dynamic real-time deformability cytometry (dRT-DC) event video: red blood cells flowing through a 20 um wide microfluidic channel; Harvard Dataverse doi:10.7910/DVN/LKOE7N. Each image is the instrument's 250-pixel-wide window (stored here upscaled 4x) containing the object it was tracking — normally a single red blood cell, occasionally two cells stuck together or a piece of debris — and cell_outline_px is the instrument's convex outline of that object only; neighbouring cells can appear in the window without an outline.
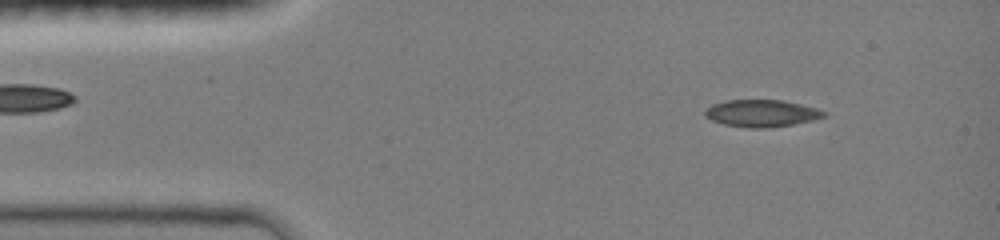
{"species": "common noctule bat (a hibernating species)", "species_latin": "Nyctalus noctula", "temperature_condition": "room temperature", "stored_images_in_passage": 46, "camera_frame_rate_fps": 3000, "um_per_image_px": 0.085, "animal": {"sex": "female", "body_mass_g": 19.0, "forearm_length_mm": 51.5}, "frame": {"image": 1, "passage_image": 5, "time_ms": 1.333, "image_size_px": [1000, 240], "cell_outline_px": [[828, 112], [824, 116], [812, 120], [772, 128], [748, 128], [724, 124], [712, 120], [704, 116], [704, 108], [712, 104], [724, 100], [784, 100], [816, 108]], "centroid_in_image_um": [64.69, 9.62], "position_along_channel_um": 20.3, "area_um2": 18.9}}
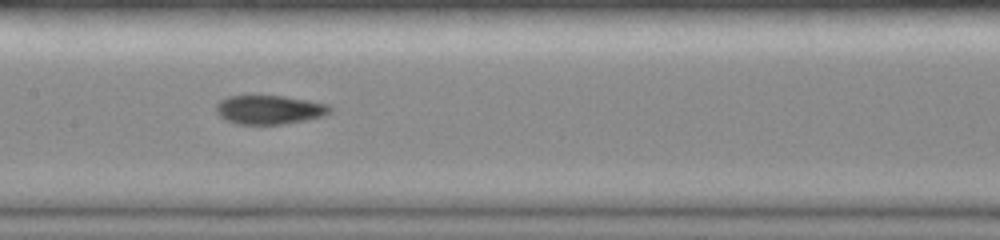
{"frame": {"image": 2, "passage_image": 22, "time_ms": 7.0, "image_size_px": [1000, 240], "cell_outline_px": [[332, 112], [320, 116], [304, 120], [284, 124], [236, 124], [220, 116], [216, 112], [216, 104], [220, 100], [228, 96], [284, 96], [308, 100], [328, 104], [332, 108]], "centroid_in_image_um": [22.89, 9.32], "position_along_channel_um": 184.5, "area_um2": 19.07}}
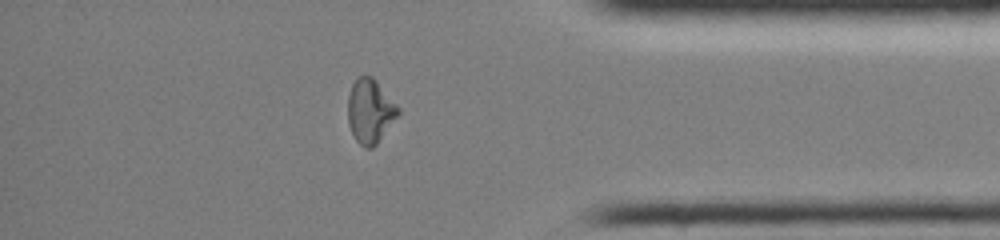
{"frame": {"image": 3, "passage_image": 39, "time_ms": 12.667, "image_size_px": [1000, 240], "cell_outline_px": [[400, 112], [376, 144], [372, 148], [364, 148], [356, 140], [348, 124], [348, 96], [352, 84], [360, 76], [372, 76], [376, 80], [400, 108]], "centroid_in_image_um": [31.45, 9.44], "position_along_channel_um": 403.8, "area_um2": 18.55}, "authors_computed_cell_mechanics": {"area_um2": 19.1029, "velocity_mm_per_s": 4.0589, "shape_relaxation_time_tau1_ms": null, "shape_relaxation_time_tau2_ms": 2.7171, "deformation_change_tau1": null, "deformation_change_tau2": 0.0593}}